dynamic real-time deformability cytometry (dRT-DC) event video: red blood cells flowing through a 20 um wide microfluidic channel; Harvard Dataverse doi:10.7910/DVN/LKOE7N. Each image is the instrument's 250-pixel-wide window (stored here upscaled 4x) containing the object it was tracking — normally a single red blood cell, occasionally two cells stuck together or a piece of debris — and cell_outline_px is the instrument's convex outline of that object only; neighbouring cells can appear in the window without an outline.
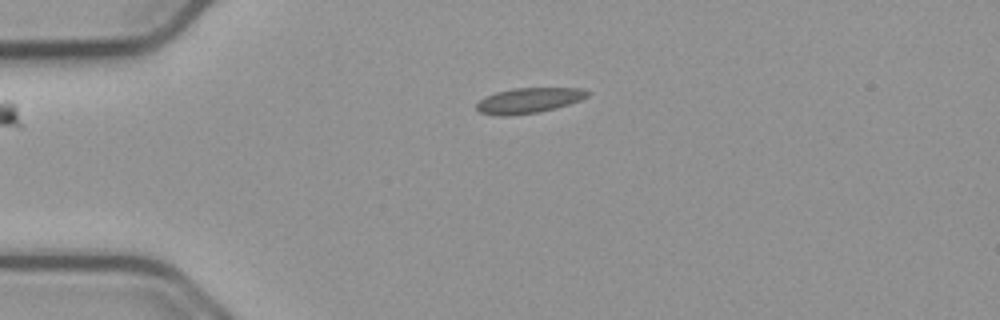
{"species": "common noctule bat (a hibernating species)", "species_latin": "Nyctalus noctula", "temperature_condition": "cold", "stored_images_in_passage": 43, "camera_frame_rate_fps": 3000, "um_per_image_px": 0.085, "animal": {"sex": "male", "body_mass_g": 23.1, "forearm_length_mm": 52.7}, "frame": {"image": 1, "passage_image": 1, "time_ms": 0.0, "image_size_px": [1000, 320], "cell_outline_px": [[592, 92], [588, 96], [580, 100], [556, 108], [540, 112], [508, 116], [496, 116], [480, 112], [476, 108], [476, 104], [484, 96], [496, 92], [512, 88], [580, 88]], "centroid_in_image_um": [44.93, 8.54], "position_along_channel_um": 40.1, "area_um2": 16.53}}
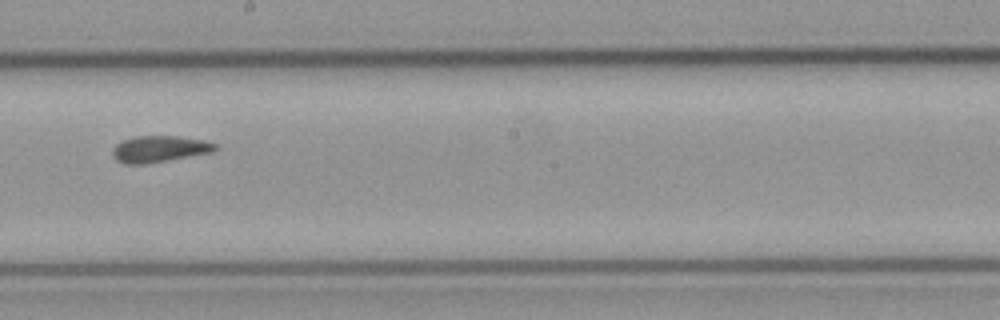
{"frame": {"image": 2, "passage_image": 19, "time_ms": 6.0, "image_size_px": [1000, 320], "cell_outline_px": [[220, 148], [212, 152], [144, 164], [124, 164], [116, 160], [112, 152], [112, 148], [116, 144], [124, 140], [136, 136], [176, 136], [204, 140], [216, 144]], "centroid_in_image_um": [13.55, 12.66], "position_along_channel_um": 234.7, "area_um2": 15.72}}
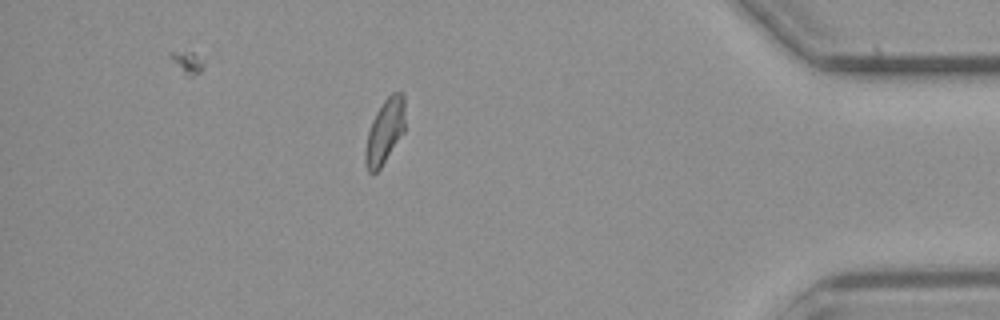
{"frame": {"image": 3, "passage_image": 36, "time_ms": 11.667, "image_size_px": [1000, 320], "cell_outline_px": [[404, 132], [380, 168], [376, 172], [368, 172], [364, 164], [364, 152], [368, 132], [372, 120], [376, 112], [384, 100], [392, 92], [404, 92]], "centroid_in_image_um": [32.69, 11.16], "position_along_channel_um": 402.5, "area_um2": 14.97}, "authors_computed_cell_mechanics": {"area_um2": 15.6638, "velocity_mm_per_s": 3.737, "shape_relaxation_time_tau1_ms": null, "shape_relaxation_time_tau2_ms": 3.6721, "deformation_change_tau1": null, "deformation_change_tau2": 0.0534}}